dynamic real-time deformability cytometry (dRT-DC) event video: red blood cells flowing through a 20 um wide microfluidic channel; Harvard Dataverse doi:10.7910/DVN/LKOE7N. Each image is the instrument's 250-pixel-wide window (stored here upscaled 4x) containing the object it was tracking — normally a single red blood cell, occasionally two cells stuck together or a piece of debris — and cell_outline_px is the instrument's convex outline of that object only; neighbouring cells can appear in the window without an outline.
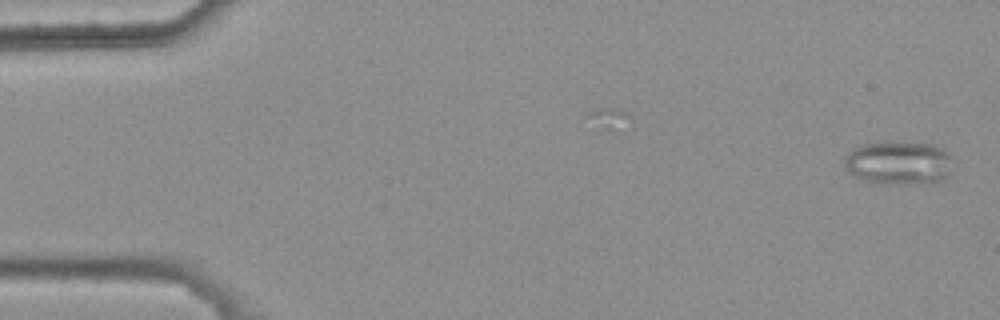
{"species": "common noctule bat (a hibernating species)", "species_latin": "Nyctalus noctula", "temperature_condition": "warm", "stored_images_in_passage": 5, "camera_frame_rate_fps": 3000, "um_per_image_px": 0.085, "animal": {"sex": "female", "body_mass_g": 25.1}, "frame": {"image": 1, "passage_image": 1, "time_ms": 0.0, "image_size_px": [1000, 320], "cell_outline_px": [[952, 156], [948, 172], [940, 180], [864, 180], [856, 176], [848, 168], [844, 160], [844, 156], [852, 148], [864, 144], [880, 140], [932, 144], [944, 148]], "centroid_in_image_um": [76.36, 13.7], "position_along_channel_um": 8.6, "area_um2": 26.07}}